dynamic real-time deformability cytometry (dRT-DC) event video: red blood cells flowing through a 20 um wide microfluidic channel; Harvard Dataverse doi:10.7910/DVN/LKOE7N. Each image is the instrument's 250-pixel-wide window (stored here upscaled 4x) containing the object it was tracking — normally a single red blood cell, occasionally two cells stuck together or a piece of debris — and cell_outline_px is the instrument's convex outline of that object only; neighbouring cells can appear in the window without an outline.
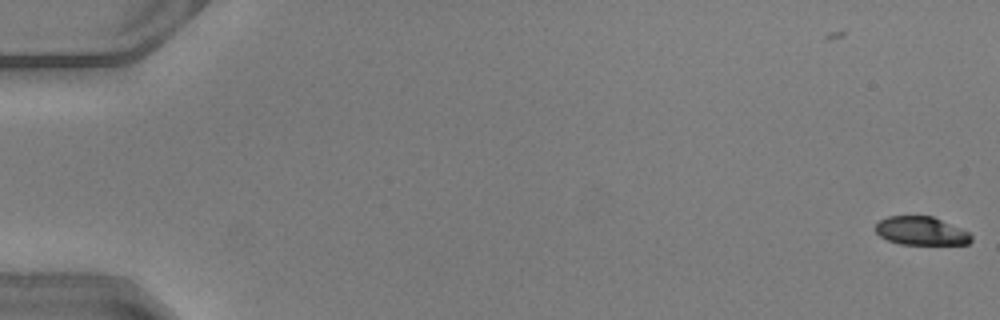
{"species": "common noctule bat (a hibernating species)", "species_latin": "Nyctalus noctula", "temperature_condition": "warm", "stored_images_in_passage": 5, "camera_frame_rate_fps": 3000, "um_per_image_px": 0.085, "animal": {"sex": "male", "body_mass_g": 20.5, "forearm_length_mm": 52.5}, "frame": {"image": 1, "passage_image": 5, "time_ms": 1.333, "image_size_px": [1000, 320], "cell_outline_px": [[972, 240], [968, 244], [900, 244], [888, 240], [880, 236], [876, 232], [876, 224], [880, 220], [888, 216], [932, 216], [960, 228], [968, 232], [972, 236]], "centroid_in_image_um": [78.29, 19.63], "position_along_channel_um": 6.7, "area_um2": 15.72}}